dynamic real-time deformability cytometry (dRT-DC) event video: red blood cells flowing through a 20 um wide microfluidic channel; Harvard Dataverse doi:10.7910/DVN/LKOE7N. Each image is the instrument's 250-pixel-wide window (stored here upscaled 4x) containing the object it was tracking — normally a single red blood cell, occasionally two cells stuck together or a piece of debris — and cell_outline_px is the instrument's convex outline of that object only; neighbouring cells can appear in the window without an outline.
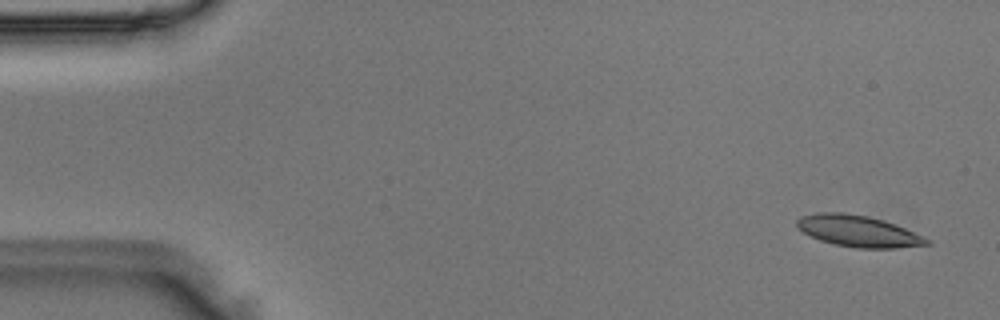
{"species": "Egyptian fruit bat (a non-hibernating species)", "species_latin": "Rousettus aegyptiacus", "temperature_condition": "room temperature", "stored_images_in_passage": 13, "camera_frame_rate_fps": 3000, "um_per_image_px": 0.085, "animal": {"sex": "male"}, "frame": {"image": 1, "passage_image": 3, "time_ms": 0.667, "image_size_px": [1000, 320], "cell_outline_px": [[932, 244], [896, 248], [856, 248], [832, 244], [820, 240], [804, 232], [796, 224], [796, 220], [800, 216], [816, 212], [844, 212], [868, 216], [884, 220], [924, 236], [932, 240]], "centroid_in_image_um": [72.97, 19.64], "position_along_channel_um": 12.0, "area_um2": 23.87}}